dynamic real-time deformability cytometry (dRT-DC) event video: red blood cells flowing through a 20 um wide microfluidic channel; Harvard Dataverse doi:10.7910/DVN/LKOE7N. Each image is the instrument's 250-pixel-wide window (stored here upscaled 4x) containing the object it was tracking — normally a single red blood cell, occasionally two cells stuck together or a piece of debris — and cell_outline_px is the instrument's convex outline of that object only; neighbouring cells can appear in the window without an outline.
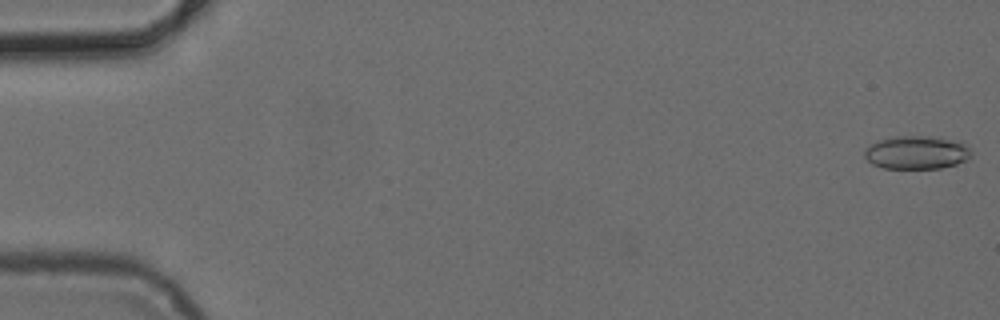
{"species": "common noctule bat (a hibernating species)", "species_latin": "Nyctalus noctula", "temperature_condition": "cold", "stored_images_in_passage": 5, "camera_frame_rate_fps": 3000, "um_per_image_px": 0.085, "animal": {"sex": "female", "body_mass_g": 24.6, "forearm_length_mm": 56.2}, "frame": {"image": 1, "passage_image": 1, "time_ms": 0.0, "image_size_px": [1000, 320], "cell_outline_px": [[972, 156], [968, 160], [956, 164], [940, 168], [884, 168], [872, 164], [864, 156], [864, 148], [880, 140], [892, 136], [936, 136], [964, 140], [972, 148]], "centroid_in_image_um": [78.02, 12.93], "position_along_channel_um": 7.0, "area_um2": 21.33}}
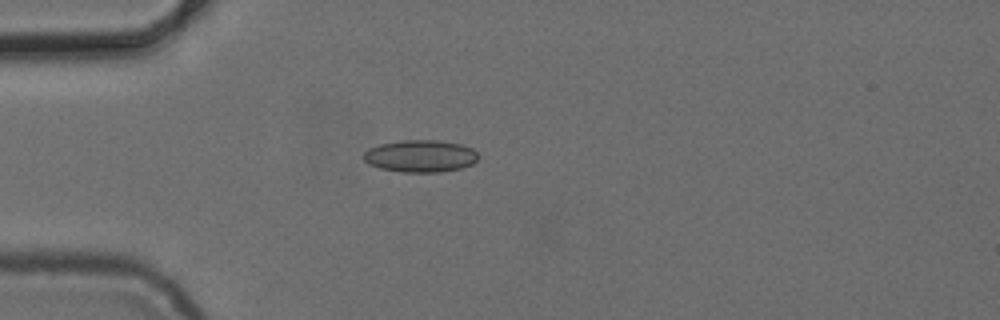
{"frame": {"image": 2, "passage_image": 4, "time_ms": 4.667, "image_size_px": [1000, 320], "cell_outline_px": [[476, 160], [472, 164], [460, 168], [440, 172], [400, 172], [380, 168], [368, 164], [364, 160], [364, 152], [368, 148], [380, 144], [400, 140], [436, 140], [460, 144], [472, 148], [476, 152]], "centroid_in_image_um": [35.69, 13.26], "position_along_channel_um": 49.3, "area_um2": 21.44}}